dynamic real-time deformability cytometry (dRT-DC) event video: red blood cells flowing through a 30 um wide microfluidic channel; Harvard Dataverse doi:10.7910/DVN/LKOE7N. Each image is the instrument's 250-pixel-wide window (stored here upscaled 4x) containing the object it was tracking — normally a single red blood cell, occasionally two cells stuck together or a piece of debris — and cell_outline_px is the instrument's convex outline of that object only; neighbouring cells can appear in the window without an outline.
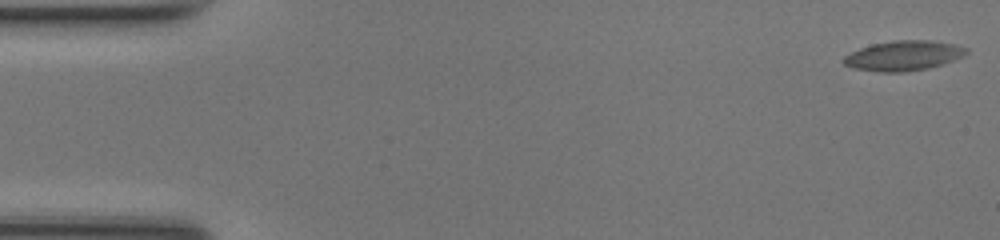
{"species": "common noctule bat (a hibernating species)", "species_latin": "Nyctalus noctula", "temperature_condition": "room temperature", "stored_images_in_passage": 13, "camera_frame_rate_fps": 3000, "um_per_image_px": 0.085, "animal": {"sex": "female", "body_mass_g": 17.0, "forearm_length_mm": 48.0}, "frame": {"image": 1, "passage_image": 1, "time_ms": 0.0, "image_size_px": [1000, 240], "cell_outline_px": [[968, 52], [964, 56], [928, 68], [904, 72], [880, 72], [852, 68], [844, 64], [840, 60], [844, 56], [860, 48], [872, 44], [896, 40], [928, 40], [956, 44], [968, 48]], "centroid_in_image_um": [76.78, 4.73], "position_along_channel_um": 8.2, "area_um2": 21.39}}
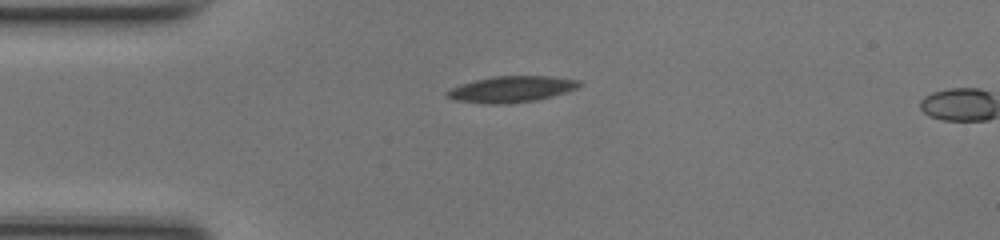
{"frame": {"image": 2, "passage_image": 12, "time_ms": 3.667, "image_size_px": [1000, 240], "cell_outline_px": [[584, 84], [576, 88], [552, 96], [536, 100], [512, 104], [484, 104], [456, 100], [444, 96], [444, 92], [460, 84], [476, 80], [496, 76], [552, 76], [580, 80]], "centroid_in_image_um": [43.46, 7.59], "position_along_channel_um": 41.5, "area_um2": 20.29}}